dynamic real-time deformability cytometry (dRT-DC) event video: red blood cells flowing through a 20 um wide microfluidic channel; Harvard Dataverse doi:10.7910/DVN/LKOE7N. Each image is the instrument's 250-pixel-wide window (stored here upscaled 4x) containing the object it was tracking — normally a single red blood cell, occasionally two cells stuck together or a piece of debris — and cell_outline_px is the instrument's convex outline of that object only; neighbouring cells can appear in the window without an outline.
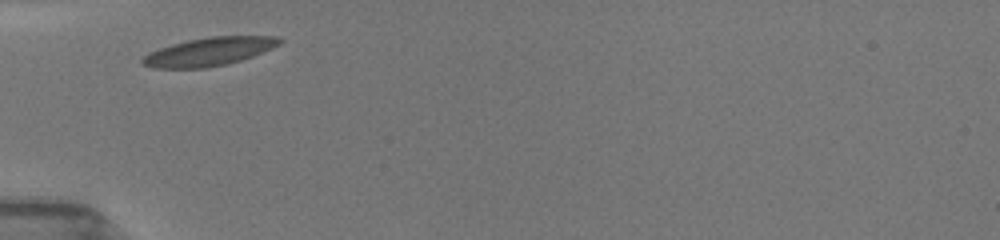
{"species": "common noctule bat (a hibernating species)", "species_latin": "Nyctalus noctula", "temperature_condition": "room temperature", "stored_images_in_passage": 9, "camera_frame_rate_fps": 3000, "um_per_image_px": 0.085, "animal": {"sex": "female", "body_mass_g": 19.5, "forearm_length_mm": 54.1}, "frame": {"image": 1, "passage_image": 1, "time_ms": 0.0, "image_size_px": [1000, 240], "cell_outline_px": [[284, 40], [280, 44], [272, 48], [252, 56], [228, 64], [204, 68], [152, 68], [140, 64], [140, 60], [148, 52], [172, 44], [188, 40], [212, 36], [276, 36]], "centroid_in_image_um": [17.74, 4.39], "position_along_channel_um": 67.3, "area_um2": 22.66}}
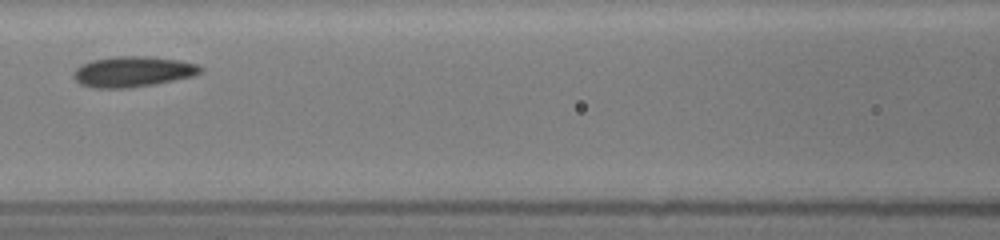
{"frame": {"image": 2, "passage_image": 3, "time_ms": 2.333, "image_size_px": [1000, 240], "cell_outline_px": [[204, 68], [200, 72], [192, 76], [156, 84], [132, 88], [92, 88], [80, 84], [72, 76], [72, 72], [80, 64], [92, 60], [116, 56], [152, 56], [180, 60], [196, 64]], "centroid_in_image_um": [11.26, 6.09], "position_along_channel_um": 155.3, "area_um2": 22.89}}
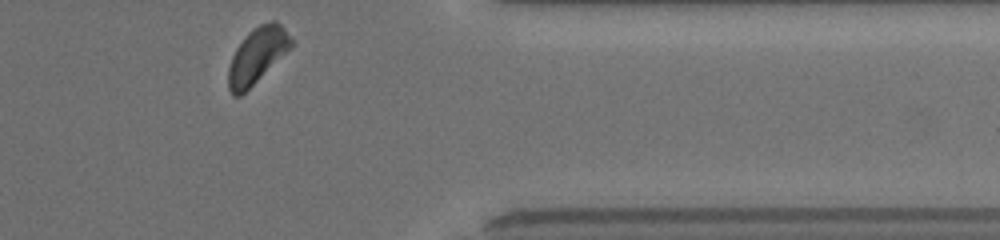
{"frame": {"image": 3, "passage_image": 9, "time_ms": 8.667, "image_size_px": [1000, 240], "cell_outline_px": [[296, 44], [292, 48], [240, 96], [232, 96], [228, 88], [228, 68], [232, 56], [236, 48], [248, 32], [252, 28], [260, 24], [272, 20], [276, 20], [284, 28]], "centroid_in_image_um": [21.88, 4.7], "position_along_channel_um": 389.5, "area_um2": 20.46}}